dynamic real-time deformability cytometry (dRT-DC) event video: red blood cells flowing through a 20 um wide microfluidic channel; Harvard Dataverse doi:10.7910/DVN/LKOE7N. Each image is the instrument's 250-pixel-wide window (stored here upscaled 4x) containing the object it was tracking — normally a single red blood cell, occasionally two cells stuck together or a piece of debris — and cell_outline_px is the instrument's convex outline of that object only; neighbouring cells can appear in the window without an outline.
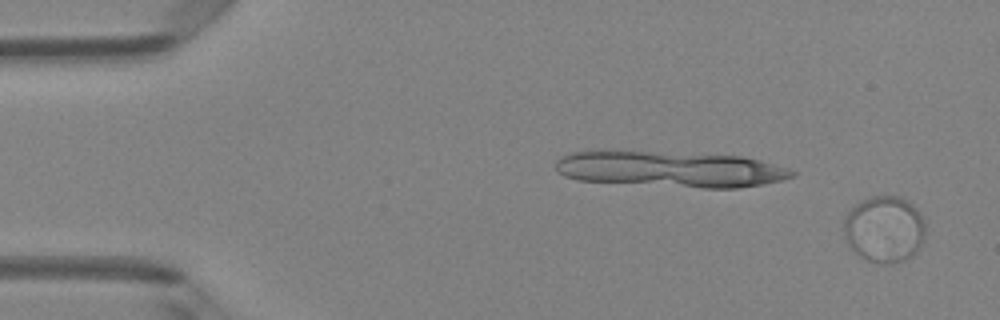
{"species": "Egyptian fruit bat (a non-hibernating species)", "species_latin": "Rousettus aegyptiacus", "temperature_condition": "room temperature", "stored_images_in_passage": 2, "camera_frame_rate_fps": 3000, "um_per_image_px": 0.085, "animal": {"sex": "female"}, "frame": {"image": 1, "passage_image": 2, "time_ms": 0.333, "image_size_px": [1000, 320], "cell_outline_px": [[924, 240], [920, 248], [916, 252], [892, 264], [888, 264], [868, 260], [860, 256], [848, 244], [844, 236], [844, 216], [860, 200], [872, 196], [900, 196], [908, 200], [920, 212], [924, 220]], "centroid_in_image_um": [75.17, 19.45], "position_along_channel_um": 9.8, "area_um2": 31.62}}